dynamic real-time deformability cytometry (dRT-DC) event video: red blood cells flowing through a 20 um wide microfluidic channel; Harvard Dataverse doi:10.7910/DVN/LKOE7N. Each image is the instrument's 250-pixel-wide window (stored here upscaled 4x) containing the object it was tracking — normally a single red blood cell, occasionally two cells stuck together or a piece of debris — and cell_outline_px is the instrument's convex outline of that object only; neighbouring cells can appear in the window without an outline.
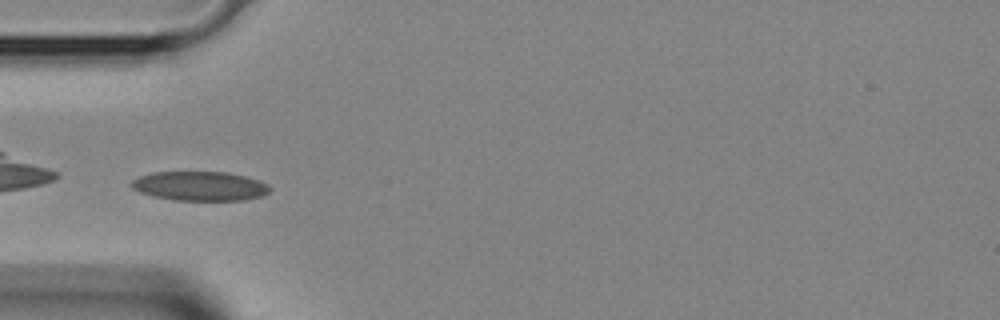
{"species": "Egyptian fruit bat (a non-hibernating species)", "species_latin": "Rousettus aegyptiacus", "temperature_condition": "room temperature", "stored_images_in_passage": 30, "camera_frame_rate_fps": 3000, "um_per_image_px": 0.085, "animal": {"sex": "female"}, "frame": {"image": 1, "passage_image": 1, "time_ms": 0.0, "image_size_px": [1000, 320], "cell_outline_px": [[272, 188], [264, 196], [244, 200], [172, 200], [152, 196], [140, 192], [132, 188], [128, 184], [132, 180], [140, 176], [152, 172], [228, 172], [260, 180], [268, 184]], "centroid_in_image_um": [17.0, 15.82], "position_along_channel_um": 68.0, "area_um2": 23.87}}
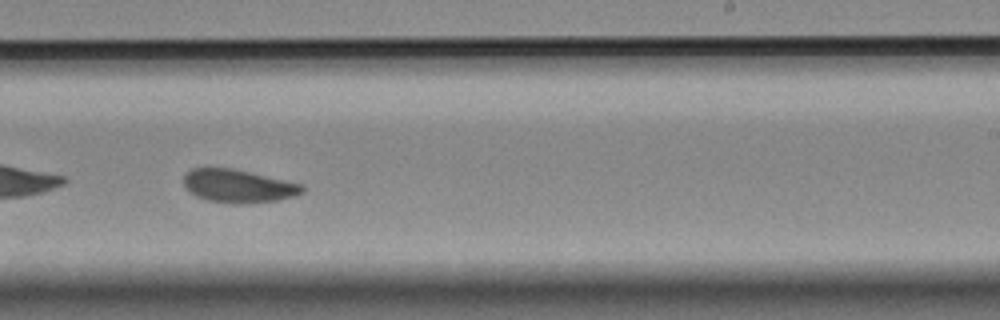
{"frame": {"image": 2, "passage_image": 14, "time_ms": 4.333, "image_size_px": [1000, 320], "cell_outline_px": [[304, 192], [296, 196], [280, 200], [248, 204], [236, 204], [208, 200], [196, 196], [188, 192], [184, 188], [184, 176], [192, 168], [232, 168], [304, 184]], "centroid_in_image_um": [20.28, 15.83], "position_along_channel_um": 268.7, "area_um2": 23.18}}
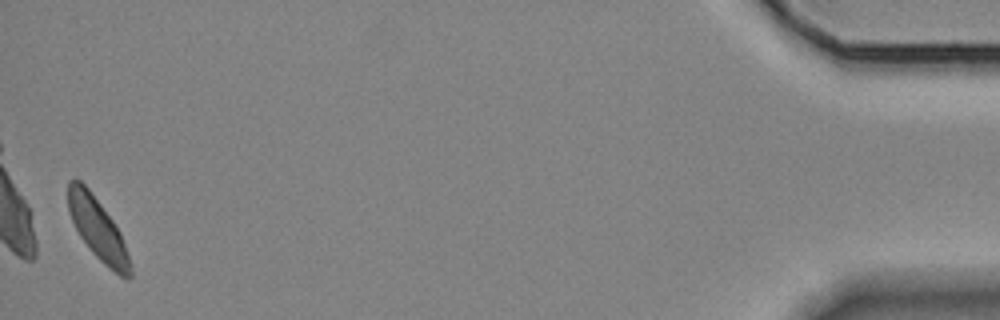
{"frame": {"image": 3, "passage_image": 30, "time_ms": 9.667, "image_size_px": [1000, 320], "cell_outline_px": [[132, 276], [120, 276], [104, 264], [92, 252], [80, 236], [72, 220], [68, 208], [68, 180], [80, 180], [88, 188], [112, 220], [120, 232], [132, 264]], "centroid_in_image_um": [8.31, 19.47], "position_along_channel_um": 426.9, "area_um2": 21.85}}